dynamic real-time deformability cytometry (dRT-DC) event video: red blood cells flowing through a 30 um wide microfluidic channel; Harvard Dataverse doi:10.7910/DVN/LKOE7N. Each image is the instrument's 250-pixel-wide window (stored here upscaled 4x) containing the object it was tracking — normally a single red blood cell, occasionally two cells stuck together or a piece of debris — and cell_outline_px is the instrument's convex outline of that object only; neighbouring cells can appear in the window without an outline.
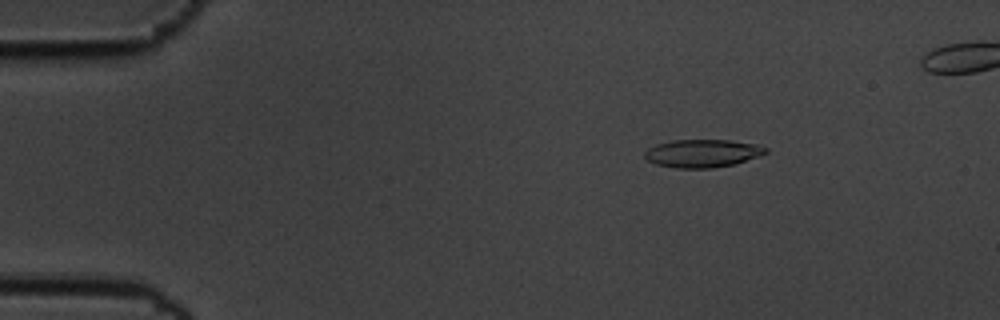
{"species": "common noctule bat (a hibernating species)", "species_latin": "Nyctalus noctula", "temperature_condition": "cold", "stored_images_in_passage": 56, "camera_frame_rate_fps": 3000, "um_per_image_px": 0.085, "animal": {"sex": "male", "body_mass_g": 19.5, "forearm_length_mm": 54.6}, "frame": {"image": 1, "passage_image": 9, "time_ms": 2.667, "image_size_px": [1000, 320], "cell_outline_px": [[768, 152], [760, 156], [736, 164], [712, 168], [676, 168], [656, 164], [648, 160], [644, 156], [644, 152], [648, 148], [656, 144], [672, 140], [728, 140], [756, 144], [768, 148]], "centroid_in_image_um": [59.73, 13.03], "position_along_channel_um": 25.3, "area_um2": 19.83}}
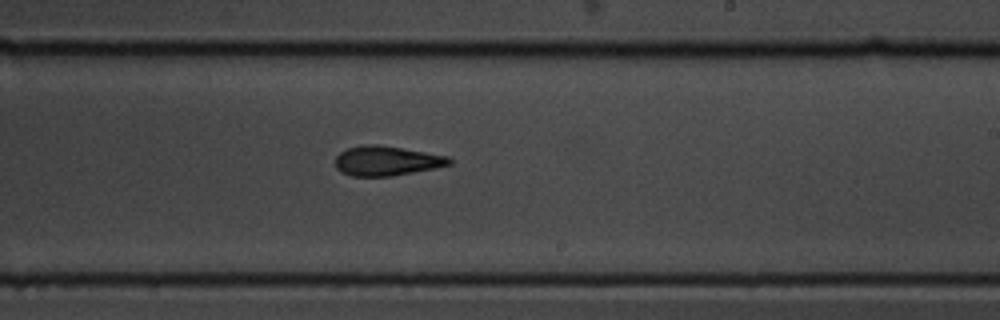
{"frame": {"image": 2, "passage_image": 35, "time_ms": 11.333, "image_size_px": [1000, 320], "cell_outline_px": [[452, 164], [436, 168], [392, 176], [352, 176], [340, 172], [336, 168], [336, 156], [340, 152], [348, 148], [360, 144], [380, 144], [448, 156], [452, 160]], "centroid_in_image_um": [32.85, 13.66], "position_along_channel_um": 256.1, "area_um2": 19.88}}
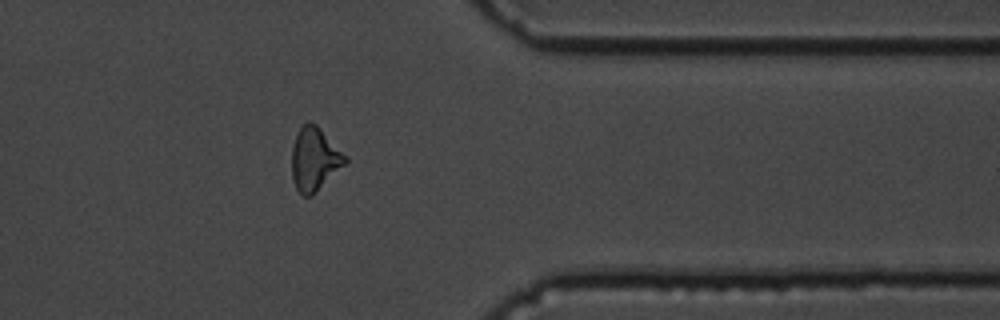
{"frame": {"image": 3, "passage_image": 47, "time_ms": 15.333, "image_size_px": [1000, 320], "cell_outline_px": [[348, 160], [312, 196], [304, 196], [296, 188], [292, 180], [292, 148], [296, 136], [300, 128], [308, 120], [316, 124], [348, 156]], "centroid_in_image_um": [26.73, 13.51], "position_along_channel_um": 384.7, "area_um2": 19.54}, "authors_computed_cell_mechanics": {"area_um2": 19.7387, "velocity_mm_per_s": 3.4848, "shape_relaxation_time_tau1_ms": 4.8764, "shape_relaxation_time_tau2_ms": 3.3108, "deformation_change_tau1": 0.1552, "deformation_change_tau2": 0.134}}